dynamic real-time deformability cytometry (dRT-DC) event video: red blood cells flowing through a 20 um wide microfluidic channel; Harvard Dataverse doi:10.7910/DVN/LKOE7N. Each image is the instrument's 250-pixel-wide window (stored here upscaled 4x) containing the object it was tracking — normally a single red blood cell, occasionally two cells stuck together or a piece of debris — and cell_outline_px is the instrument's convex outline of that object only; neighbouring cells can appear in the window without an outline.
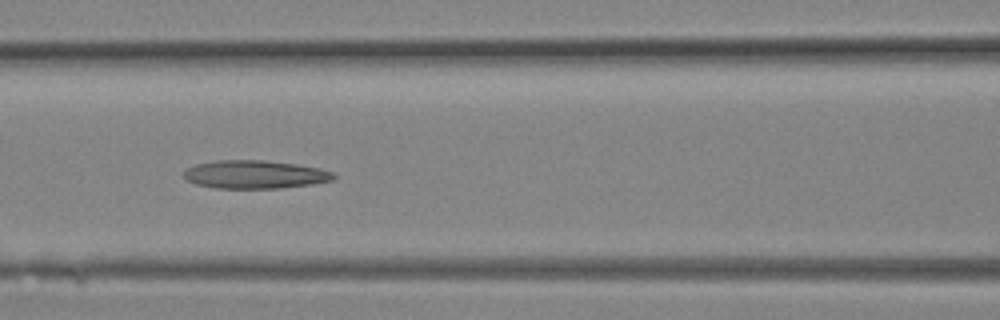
{"species": "Egyptian fruit bat (a non-hibernating species)", "species_latin": "Rousettus aegyptiacus", "temperature_condition": "room temperature", "stored_images_in_passage": 23, "camera_frame_rate_fps": 3000, "um_per_image_px": 0.085, "animal": {"sex": "female"}, "frame": {"image": 1, "passage_image": 8, "time_ms": 2.333, "image_size_px": [1000, 320], "cell_outline_px": [[336, 176], [332, 180], [312, 184], [280, 188], [216, 188], [196, 184], [188, 180], [184, 176], [184, 172], [188, 168], [196, 164], [216, 160], [264, 160], [296, 164], [320, 168], [336, 172]], "centroid_in_image_um": [21.71, 14.82], "position_along_channel_um": 144.9, "area_um2": 24.62}}
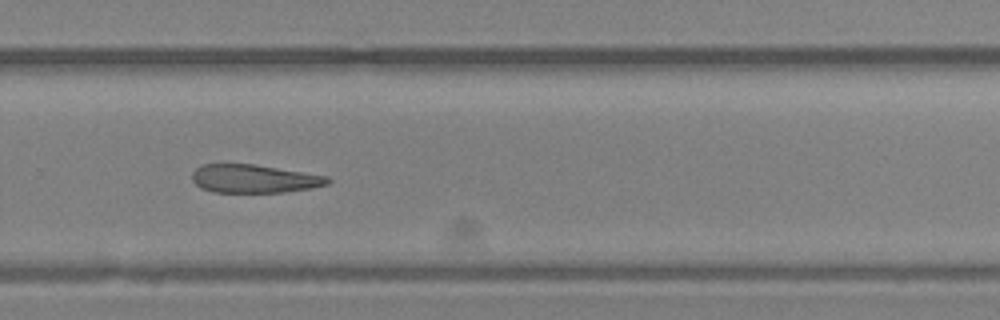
{"frame": {"image": 2, "passage_image": 14, "time_ms": 4.333, "image_size_px": [1000, 320], "cell_outline_px": [[332, 180], [328, 184], [312, 188], [284, 192], [212, 192], [200, 188], [192, 180], [192, 172], [196, 168], [204, 164], [256, 164], [328, 176]], "centroid_in_image_um": [21.61, 15.19], "position_along_channel_um": 308.2, "area_um2": 22.48}}
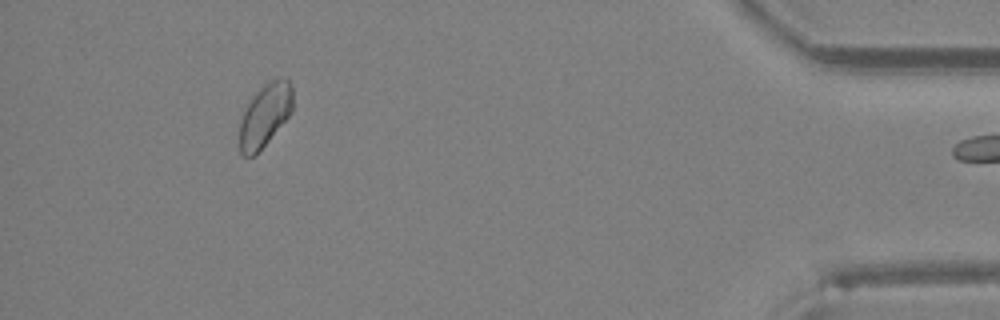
{"frame": {"image": 3, "passage_image": 23, "time_ms": 7.333, "image_size_px": [1000, 320], "cell_outline_px": [[292, 112], [256, 156], [244, 156], [240, 152], [240, 120], [252, 96], [264, 84], [280, 76], [288, 80], [292, 88]], "centroid_in_image_um": [22.52, 9.8], "position_along_channel_um": 412.7, "area_um2": 19.48}}